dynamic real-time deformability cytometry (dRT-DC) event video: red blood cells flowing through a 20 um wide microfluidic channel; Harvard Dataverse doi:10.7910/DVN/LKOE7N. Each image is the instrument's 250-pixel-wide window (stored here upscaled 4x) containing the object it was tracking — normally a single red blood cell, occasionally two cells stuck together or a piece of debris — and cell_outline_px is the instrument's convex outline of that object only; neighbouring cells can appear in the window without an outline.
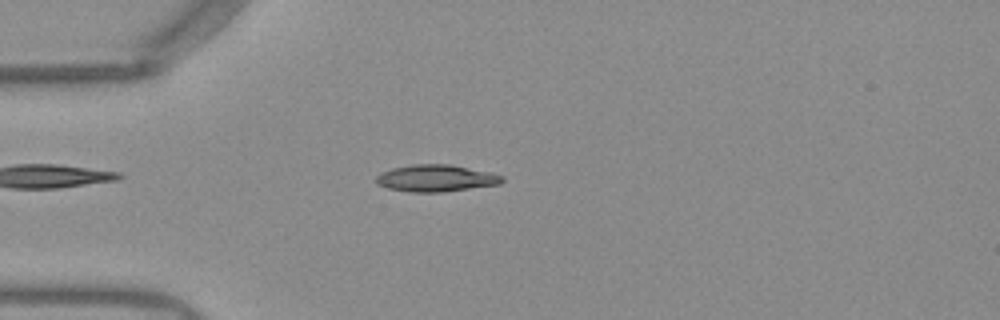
{"species": "Egyptian fruit bat (a non-hibernating species)", "species_latin": "Rousettus aegyptiacus", "temperature_condition": "warm", "stored_images_in_passage": 38, "camera_frame_rate_fps": 3000, "um_per_image_px": 0.085, "frame": {"image": 1, "passage_image": 1, "time_ms": 0.0, "image_size_px": [1000, 320], "cell_outline_px": [[504, 180], [500, 184], [440, 192], [412, 192], [388, 188], [376, 184], [376, 176], [380, 172], [392, 168], [412, 164], [452, 164], [488, 172], [504, 176]], "centroid_in_image_um": [37.03, 15.14], "position_along_channel_um": 48.0, "area_um2": 19.71}}
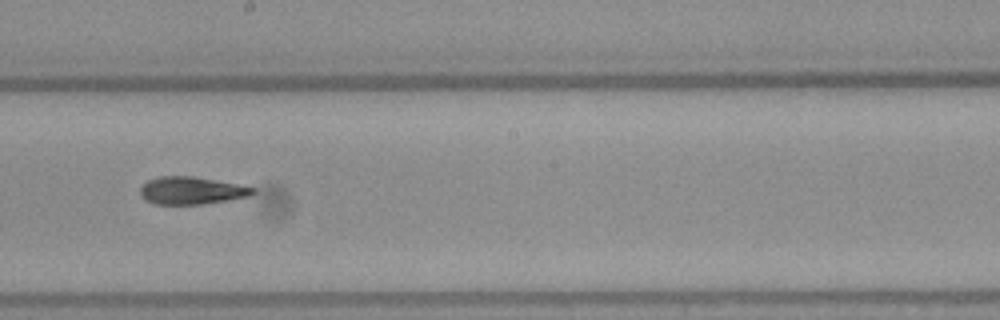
{"frame": {"image": 2, "passage_image": 16, "time_ms": 5.0, "image_size_px": [1000, 320], "cell_outline_px": [[256, 192], [248, 196], [228, 200], [200, 204], [156, 204], [144, 200], [140, 196], [140, 188], [148, 180], [160, 176], [192, 176], [236, 184], [256, 188]], "centroid_in_image_um": [16.24, 16.2], "position_along_channel_um": 232.0, "area_um2": 17.92}}
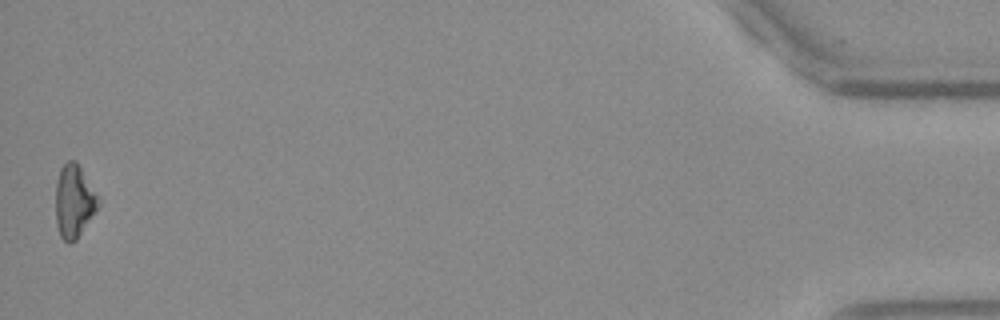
{"frame": {"image": 3, "passage_image": 38, "time_ms": 12.333, "image_size_px": [1000, 320], "cell_outline_px": [[100, 204], [76, 240], [72, 244], [68, 244], [60, 236], [56, 224], [56, 184], [60, 168], [68, 160], [76, 160], [100, 200]], "centroid_in_image_um": [6.28, 17.12], "position_along_channel_um": 428.9, "area_um2": 18.03}, "authors_computed_cell_mechanics": {"area_um2": 18.207, "velocity_mm_per_s": 3.9577, "shape_relaxation_time_tau1_ms": 8.8464, "shape_relaxation_time_tau2_ms": 3.7684, "deformation_change_tau1": 0.2278, "deformation_change_tau2": 0.1193}}